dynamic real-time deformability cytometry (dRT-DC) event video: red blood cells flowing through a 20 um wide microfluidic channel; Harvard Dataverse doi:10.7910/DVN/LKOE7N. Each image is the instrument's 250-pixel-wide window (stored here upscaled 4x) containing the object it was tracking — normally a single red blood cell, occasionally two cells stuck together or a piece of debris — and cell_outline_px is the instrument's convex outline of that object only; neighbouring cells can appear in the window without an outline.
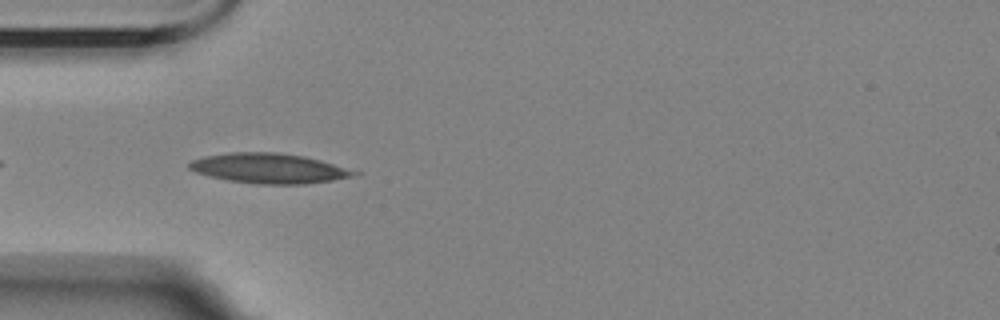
{"species": "Egyptian fruit bat (a non-hibernating species)", "species_latin": "Rousettus aegyptiacus", "temperature_condition": "room temperature", "stored_images_in_passage": 8, "camera_frame_rate_fps": 3000, "um_per_image_px": 0.085, "animal": {"sex": "female"}, "frame": {"image": 1, "passage_image": 5, "time_ms": 5.333, "image_size_px": [1000, 320], "cell_outline_px": [[360, 172], [352, 176], [332, 180], [304, 184], [256, 184], [228, 180], [208, 176], [196, 172], [188, 168], [188, 164], [192, 160], [204, 156], [232, 152], [276, 152], [304, 156], [320, 160]], "centroid_in_image_um": [22.82, 14.3], "position_along_channel_um": 62.2, "area_um2": 28.61}}
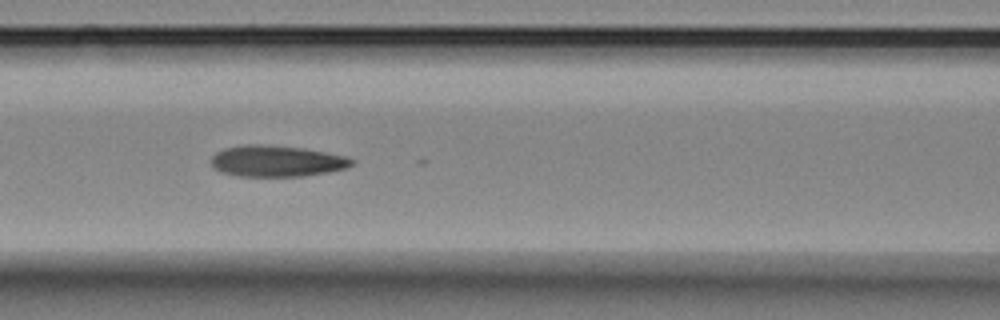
{"frame": {"image": 2, "passage_image": 7, "time_ms": 7.667, "image_size_px": [1000, 320], "cell_outline_px": [[356, 160], [348, 168], [328, 172], [304, 176], [240, 176], [224, 172], [216, 168], [212, 164], [212, 156], [216, 152], [224, 148], [240, 144], [264, 144], [300, 148], [324, 152], [344, 156]], "centroid_in_image_um": [23.53, 13.68], "position_along_channel_um": 143.1, "area_um2": 25.43}}
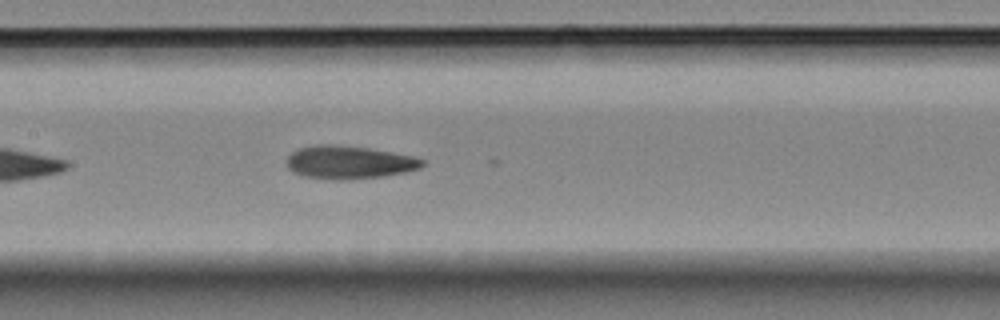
{"frame": {"image": 3, "passage_image": 8, "time_ms": 8.667, "image_size_px": [1000, 320], "cell_outline_px": [[424, 164], [420, 168], [404, 172], [380, 176], [344, 180], [336, 180], [308, 176], [292, 172], [288, 168], [288, 156], [292, 152], [300, 148], [316, 144], [332, 144], [368, 148], [412, 156], [424, 160]], "centroid_in_image_um": [29.66, 13.79], "position_along_channel_um": 177.7, "area_um2": 25.72}}